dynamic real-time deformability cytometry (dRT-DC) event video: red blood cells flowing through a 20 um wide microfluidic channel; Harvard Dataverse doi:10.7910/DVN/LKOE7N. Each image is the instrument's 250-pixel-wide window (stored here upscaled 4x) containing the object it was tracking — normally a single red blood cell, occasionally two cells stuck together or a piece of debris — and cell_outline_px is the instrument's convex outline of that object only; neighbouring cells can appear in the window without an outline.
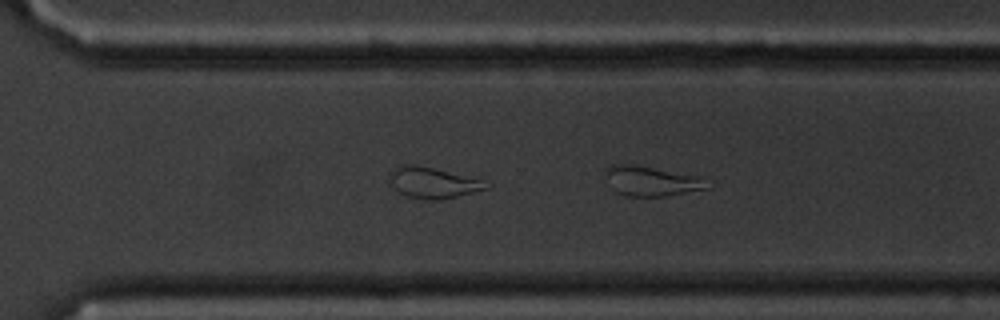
{"species": "common noctule bat (a hibernating species)", "species_latin": "Nyctalus noctula", "temperature_condition": "cold", "stored_images_in_passage": 40, "segment_of_instrument_passage": [2, 2], "camera_frame_rate_fps": 3000, "um_per_image_px": 0.085, "animal": {"sex": "male", "body_mass_g": 20.1, "forearm_length_mm": 53.5}, "frame": {"image": 1, "passage_image": 40, "time_ms": 13.0, "image_size_px": [1000, 320], "cell_outline_px": [[708, 188], [664, 196], [624, 196], [616, 192], [612, 188], [604, 168], [612, 164], [636, 164], [700, 176], [708, 184]], "centroid_in_image_um": [55.34, 15.37], "position_along_channel_um": 315.3, "area_um2": 17.63}}